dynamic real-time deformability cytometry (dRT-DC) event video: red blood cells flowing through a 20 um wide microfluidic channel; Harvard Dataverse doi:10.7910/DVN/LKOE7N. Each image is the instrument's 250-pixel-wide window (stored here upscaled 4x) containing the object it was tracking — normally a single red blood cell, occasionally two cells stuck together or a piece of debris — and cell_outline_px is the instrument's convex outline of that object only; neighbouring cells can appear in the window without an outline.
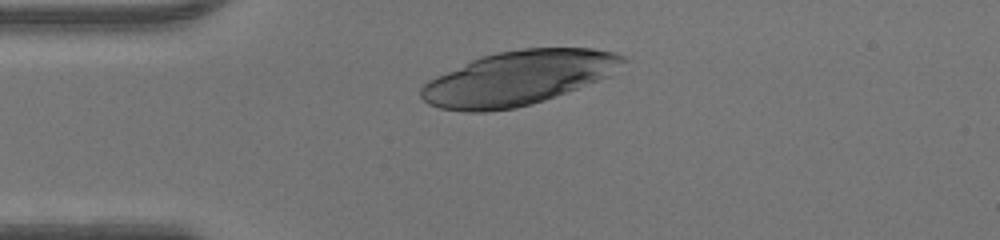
{"species": "human", "species_latin": "Homo sapiens", "temperature_condition": "warm", "stored_images_in_passage": 43, "camera_frame_rate_fps": 3000, "um_per_image_px": 0.085, "donor": {"sex": "male"}, "frame": {"image": 1, "passage_image": 7, "time_ms": 2.0, "image_size_px": [1000, 240], "cell_outline_px": [[628, 60], [612, 76], [556, 96], [544, 100], [516, 108], [484, 112], [468, 112], [440, 108], [428, 104], [420, 96], [420, 88], [428, 80], [436, 76], [480, 56], [496, 52], [524, 48], [592, 48], [616, 52], [624, 56]], "centroid_in_image_um": [44.09, 6.63], "position_along_channel_um": 40.9, "area_um2": 64.04}}